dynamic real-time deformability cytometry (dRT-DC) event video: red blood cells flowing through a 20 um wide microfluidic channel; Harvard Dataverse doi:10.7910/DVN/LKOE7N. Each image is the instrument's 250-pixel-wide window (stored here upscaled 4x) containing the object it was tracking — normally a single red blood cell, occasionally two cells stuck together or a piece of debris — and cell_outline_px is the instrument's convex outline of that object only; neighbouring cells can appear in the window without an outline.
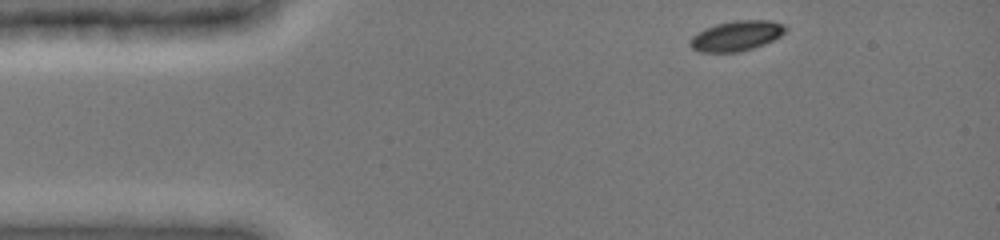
{"species": "common noctule bat (a hibernating species)", "species_latin": "Nyctalus noctula", "temperature_condition": "cold", "stored_images_in_passage": 40, "camera_frame_rate_fps": 3000, "um_per_image_px": 0.085, "animal": {"sex": "female", "body_mass_g": 19.0, "forearm_length_mm": 51.5}, "frame": {"image": 1, "passage_image": 1, "time_ms": 0.0, "image_size_px": [1000, 240], "cell_outline_px": [[788, 28], [780, 36], [764, 44], [752, 48], [736, 52], [700, 52], [692, 48], [688, 44], [688, 40], [692, 36], [704, 28], [716, 24], [736, 20], [772, 20], [784, 24]], "centroid_in_image_um": [62.58, 3.04], "position_along_channel_um": 22.4, "area_um2": 16.82}}
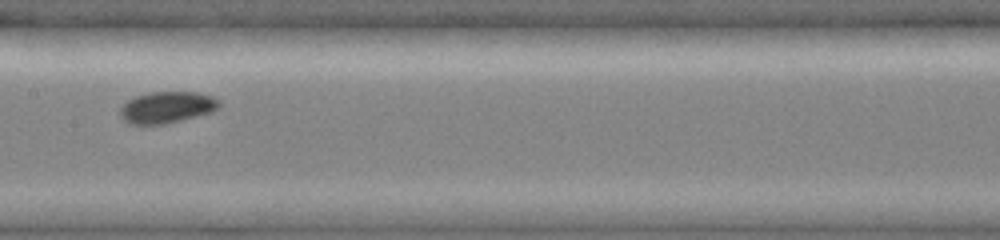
{"frame": {"image": 2, "passage_image": 19, "time_ms": 6.0, "image_size_px": [1000, 240], "cell_outline_px": [[220, 104], [212, 112], [164, 124], [128, 124], [120, 116], [120, 108], [128, 100], [136, 96], [152, 92], [196, 92], [212, 96], [220, 100]], "centroid_in_image_um": [14.17, 9.12], "position_along_channel_um": 193.2, "area_um2": 18.03}}
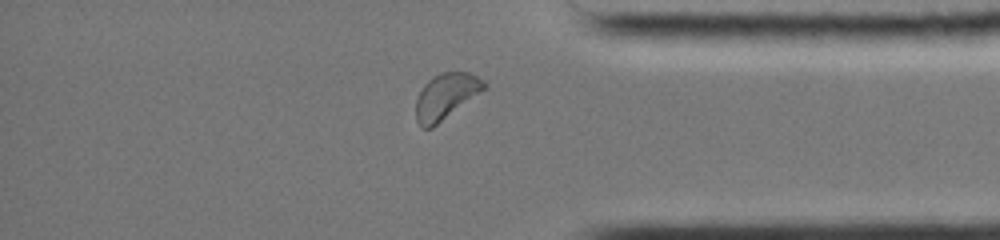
{"frame": {"image": 3, "passage_image": 35, "time_ms": 11.333, "image_size_px": [1000, 240], "cell_outline_px": [[488, 84], [484, 88], [432, 128], [420, 128], [416, 120], [416, 100], [424, 84], [432, 76], [440, 72], [468, 72], [484, 80]], "centroid_in_image_um": [37.85, 8.17], "position_along_channel_um": 397.3, "area_um2": 17.8}, "authors_computed_cell_mechanics": {"area_um2": 17.8024, "velocity_mm_per_s": 3.8947, "shape_relaxation_time_tau1_ms": 1.5073, "shape_relaxation_time_tau2_ms": null, "deformation_change_tau1": 0.0647, "deformation_change_tau2": null}}